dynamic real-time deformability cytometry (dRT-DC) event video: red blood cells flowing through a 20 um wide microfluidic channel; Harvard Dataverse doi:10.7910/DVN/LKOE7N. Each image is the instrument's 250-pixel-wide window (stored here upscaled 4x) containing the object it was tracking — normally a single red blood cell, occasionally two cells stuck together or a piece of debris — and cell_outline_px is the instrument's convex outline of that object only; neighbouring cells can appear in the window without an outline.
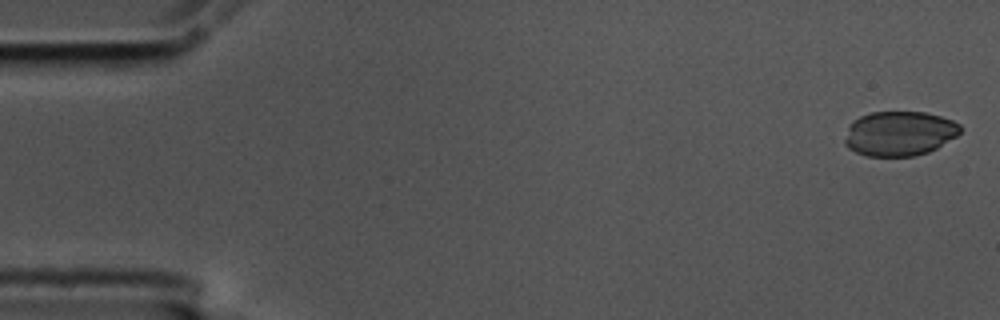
{"species": "common noctule bat (a hibernating species)", "species_latin": "Nyctalus noctula", "temperature_condition": "cold", "stored_images_in_passage": 6, "segment_of_instrument_passage": [1, 2], "camera_frame_rate_fps": 3000, "um_per_image_px": 0.085, "animal": {"sex": "male", "body_mass_g": 17.5, "forearm_length_mm": 52.3}, "frame": {"image": 1, "passage_image": 1, "time_ms": 0.0, "image_size_px": [1000, 320], "cell_outline_px": [[960, 132], [956, 136], [936, 148], [928, 152], [912, 156], [864, 156], [848, 148], [844, 144], [844, 140], [848, 124], [852, 120], [860, 116], [872, 112], [924, 112], [940, 116], [952, 120], [960, 124]], "centroid_in_image_um": [76.4, 11.35], "position_along_channel_um": 8.6, "area_um2": 30.17}}